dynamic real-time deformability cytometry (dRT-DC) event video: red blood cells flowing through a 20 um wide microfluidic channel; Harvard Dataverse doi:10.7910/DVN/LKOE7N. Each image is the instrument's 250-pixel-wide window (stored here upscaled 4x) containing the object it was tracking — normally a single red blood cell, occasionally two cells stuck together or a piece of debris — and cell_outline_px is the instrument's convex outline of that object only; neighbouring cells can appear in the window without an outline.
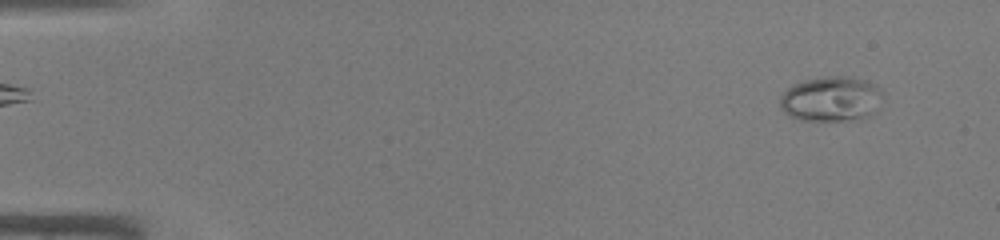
{"species": "common noctule bat (a hibernating species)", "species_latin": "Nyctalus noctula", "temperature_condition": "warm", "stored_images_in_passage": 44, "camera_frame_rate_fps": 3000, "um_per_image_px": 0.085, "animal": {"sex": "male", "body_mass_g": 19.0, "forearm_length_mm": 50.8}, "frame": {"image": 1, "passage_image": 3, "time_ms": 0.667, "image_size_px": [1000, 240], "cell_outline_px": [[884, 92], [876, 112], [864, 120], [800, 120], [788, 116], [780, 108], [780, 96], [792, 84], [804, 80], [828, 76], [852, 76], [876, 84]], "centroid_in_image_um": [70.68, 8.42], "position_along_channel_um": 14.3, "area_um2": 27.57}}
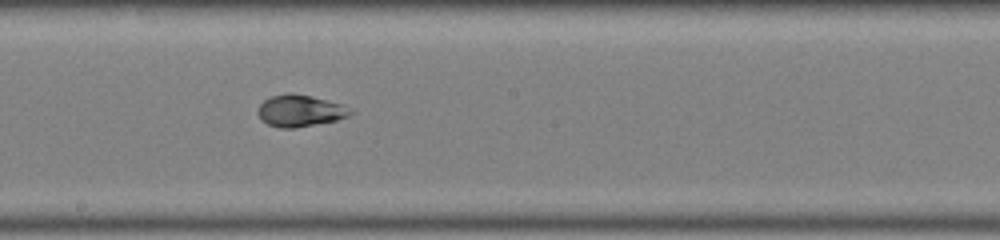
{"frame": {"image": 2, "passage_image": 25, "time_ms": 8.0, "image_size_px": [1000, 240], "cell_outline_px": [[356, 112], [348, 116], [336, 120], [296, 128], [280, 128], [268, 124], [260, 120], [256, 112], [260, 104], [264, 100], [272, 96], [288, 92], [292, 92], [312, 96], [340, 104]], "centroid_in_image_um": [25.46, 9.41], "position_along_channel_um": 222.7, "area_um2": 17.22}}
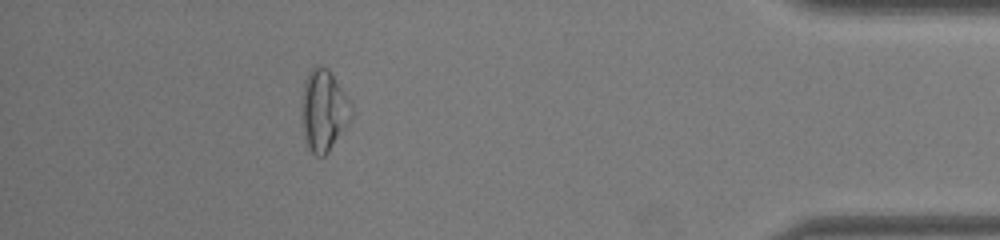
{"frame": {"image": 3, "passage_image": 40, "time_ms": 13.0, "image_size_px": [1000, 240], "cell_outline_px": [[352, 116], [328, 152], [324, 156], [316, 156], [308, 148], [304, 132], [304, 80], [308, 72], [316, 64], [320, 64], [328, 68], [352, 104]], "centroid_in_image_um": [27.54, 9.35], "position_along_channel_um": 407.7, "area_um2": 22.83}}